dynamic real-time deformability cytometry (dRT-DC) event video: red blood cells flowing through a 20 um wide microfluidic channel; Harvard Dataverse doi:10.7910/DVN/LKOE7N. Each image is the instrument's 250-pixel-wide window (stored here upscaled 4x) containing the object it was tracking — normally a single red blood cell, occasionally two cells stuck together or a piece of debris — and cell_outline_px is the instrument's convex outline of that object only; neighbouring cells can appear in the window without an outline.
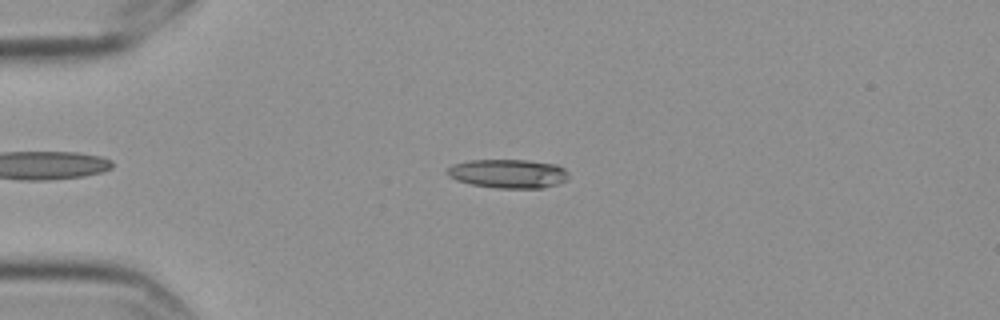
{"species": "Egyptian fruit bat (a non-hibernating species)", "species_latin": "Rousettus aegyptiacus", "temperature_condition": "cold", "stored_images_in_passage": 4, "camera_frame_rate_fps": 3000, "um_per_image_px": 0.085, "frame": {"image": 1, "passage_image": 3, "time_ms": 0.667, "image_size_px": [1000, 320], "cell_outline_px": [[568, 180], [560, 184], [544, 188], [496, 188], [472, 184], [456, 180], [448, 176], [444, 172], [452, 164], [472, 160], [524, 160], [556, 164], [564, 168], [568, 172]], "centroid_in_image_um": [43.21, 14.76], "position_along_channel_um": 41.8, "area_um2": 20.63}}